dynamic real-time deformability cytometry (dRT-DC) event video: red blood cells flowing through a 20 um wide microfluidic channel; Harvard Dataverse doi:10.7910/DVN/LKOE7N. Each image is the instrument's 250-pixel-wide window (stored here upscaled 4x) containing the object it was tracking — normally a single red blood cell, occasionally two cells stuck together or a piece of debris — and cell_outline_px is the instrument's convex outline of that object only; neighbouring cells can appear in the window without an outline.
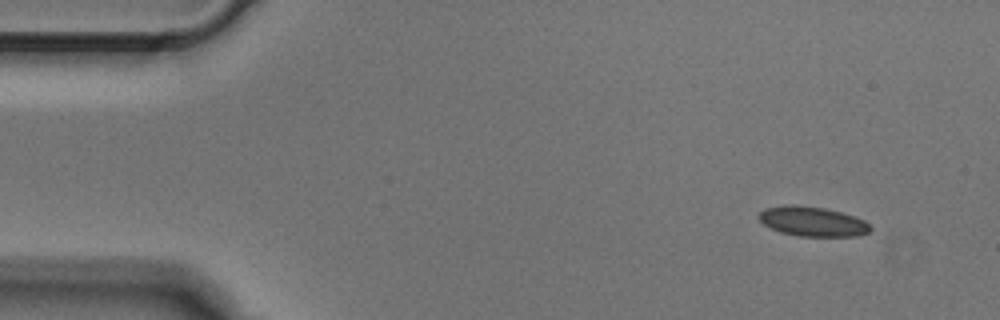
{"species": "Egyptian fruit bat (a non-hibernating species)", "species_latin": "Rousettus aegyptiacus", "temperature_condition": "cold", "stored_images_in_passage": 3, "camera_frame_rate_fps": 3000, "um_per_image_px": 0.085, "animal": {"sex": "male"}, "frame": {"image": 1, "passage_image": 1, "time_ms": 0.0, "image_size_px": [1000, 320], "cell_outline_px": [[872, 228], [868, 232], [856, 236], [800, 236], [780, 232], [764, 224], [756, 216], [764, 208], [784, 204], [796, 204], [824, 208], [840, 212], [864, 220]], "centroid_in_image_um": [69.01, 18.81], "position_along_channel_um": 16.0, "area_um2": 19.25}}
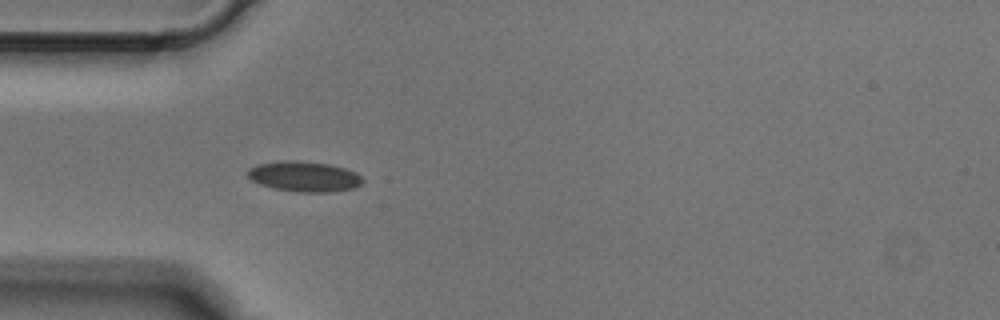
{"frame": {"image": 2, "passage_image": 3, "time_ms": 0.667, "image_size_px": [1000, 320], "cell_outline_px": [[364, 180], [356, 188], [332, 192], [300, 192], [276, 188], [260, 184], [252, 180], [248, 176], [248, 168], [256, 164], [280, 160], [296, 160], [328, 164], [344, 168], [356, 172]], "centroid_in_image_um": [25.86, 14.99], "position_along_channel_um": 59.1, "area_um2": 20.35}}